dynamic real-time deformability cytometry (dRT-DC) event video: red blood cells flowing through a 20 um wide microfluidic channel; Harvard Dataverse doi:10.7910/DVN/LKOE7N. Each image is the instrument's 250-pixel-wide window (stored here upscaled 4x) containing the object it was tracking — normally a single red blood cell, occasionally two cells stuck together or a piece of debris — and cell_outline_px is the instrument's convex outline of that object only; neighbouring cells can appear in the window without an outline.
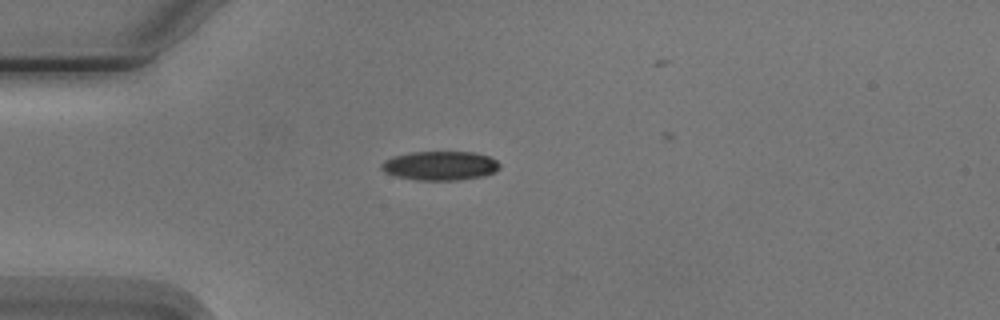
{"species": "Egyptian fruit bat (a non-hibernating species)", "species_latin": "Rousettus aegyptiacus", "temperature_condition": "cold", "stored_images_in_passage": 2, "camera_frame_rate_fps": 3000, "um_per_image_px": 0.085, "animal": {"sex": "male"}, "frame": {"image": 1, "passage_image": 1, "time_ms": 0.0, "image_size_px": [1000, 320], "cell_outline_px": [[500, 168], [496, 172], [484, 176], [460, 180], [416, 180], [396, 176], [384, 172], [380, 168], [380, 164], [384, 160], [392, 156], [408, 152], [476, 152], [488, 156], [496, 160], [500, 164]], "centroid_in_image_um": [37.4, 14.08], "position_along_channel_um": 47.6, "area_um2": 20.35}}